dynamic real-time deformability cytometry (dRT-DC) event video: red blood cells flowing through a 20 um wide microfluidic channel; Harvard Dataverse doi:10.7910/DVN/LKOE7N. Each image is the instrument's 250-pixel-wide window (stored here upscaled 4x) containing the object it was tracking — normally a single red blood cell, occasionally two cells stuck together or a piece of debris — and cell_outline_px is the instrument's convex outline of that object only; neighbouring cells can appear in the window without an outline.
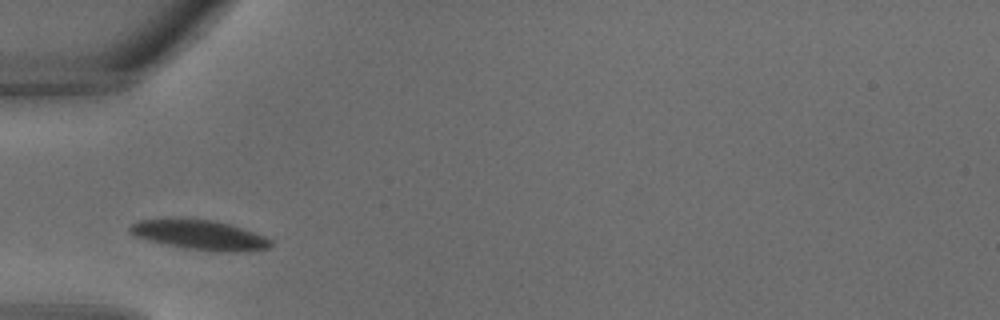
{"species": "common noctule bat (a hibernating species)", "species_latin": "Nyctalus noctula", "temperature_condition": "warm", "stored_images_in_passage": 23, "camera_frame_rate_fps": 3000, "um_per_image_px": 0.085, "animal": {"sex": "male", "body_mass_g": 18.8}, "frame": {"image": 1, "passage_image": 1, "time_ms": 0.0, "image_size_px": [1000, 320], "cell_outline_px": [[272, 244], [268, 248], [236, 252], [232, 252], [184, 248], [148, 240], [136, 236], [128, 228], [132, 224], [140, 220], [212, 220], [228, 224], [264, 236], [272, 240]], "centroid_in_image_um": [17.01, 19.99], "position_along_channel_um": 68.0, "area_um2": 23.35}}
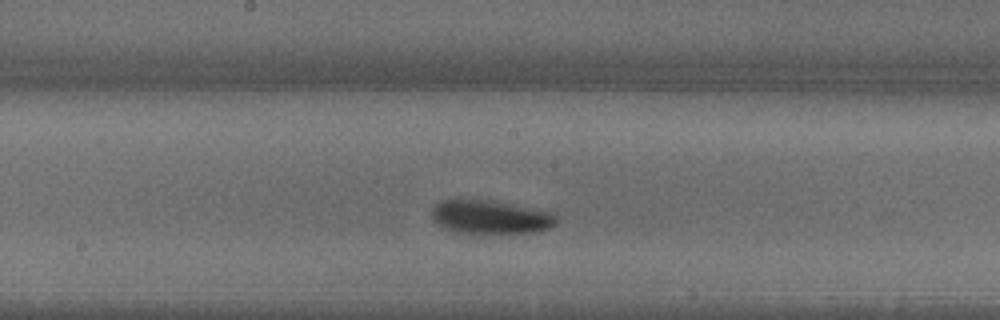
{"frame": {"image": 2, "passage_image": 8, "time_ms": 2.333, "image_size_px": [1000, 320], "cell_outline_px": [[556, 224], [548, 228], [532, 232], [492, 236], [452, 232], [436, 224], [432, 216], [432, 208], [440, 200], [456, 196], [512, 204], [556, 212]], "centroid_in_image_um": [41.63, 18.46], "position_along_channel_um": 206.6, "area_um2": 25.89}}
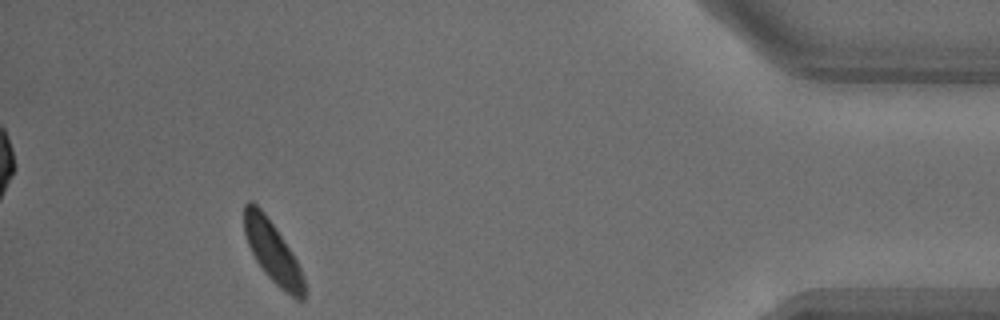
{"frame": {"image": 3, "passage_image": 21, "time_ms": 6.667, "image_size_px": [1000, 320], "cell_outline_px": [[308, 292], [304, 300], [296, 300], [284, 292], [264, 272], [256, 260], [248, 244], [244, 232], [244, 204], [248, 200], [252, 200], [264, 212], [276, 228], [292, 252], [300, 268]], "centroid_in_image_um": [23.2, 21.44], "position_along_channel_um": 412.0, "area_um2": 21.62}}